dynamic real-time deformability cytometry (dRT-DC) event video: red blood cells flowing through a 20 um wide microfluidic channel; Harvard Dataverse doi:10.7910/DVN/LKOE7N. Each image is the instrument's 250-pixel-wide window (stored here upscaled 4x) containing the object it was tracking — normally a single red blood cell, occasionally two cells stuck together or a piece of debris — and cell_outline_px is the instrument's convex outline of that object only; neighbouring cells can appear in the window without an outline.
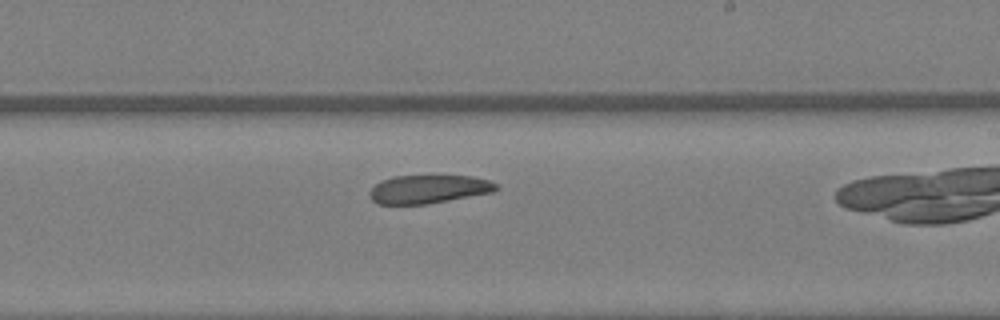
{"species": "Egyptian fruit bat (a non-hibernating species)", "species_latin": "Rousettus aegyptiacus", "temperature_condition": "warm", "stored_images_in_passage": 29, "camera_frame_rate_fps": 3000, "um_per_image_px": 0.085, "animal": {"sex": "female"}, "frame": {"image": 1, "passage_image": 21, "time_ms": 6.667, "image_size_px": [1000, 320], "cell_outline_px": [[496, 188], [492, 192], [428, 204], [380, 204], [372, 200], [368, 196], [372, 188], [380, 180], [392, 176], [472, 176], [488, 180], [496, 184]], "centroid_in_image_um": [36.37, 16.08], "position_along_channel_um": 252.6, "area_um2": 20.75}}
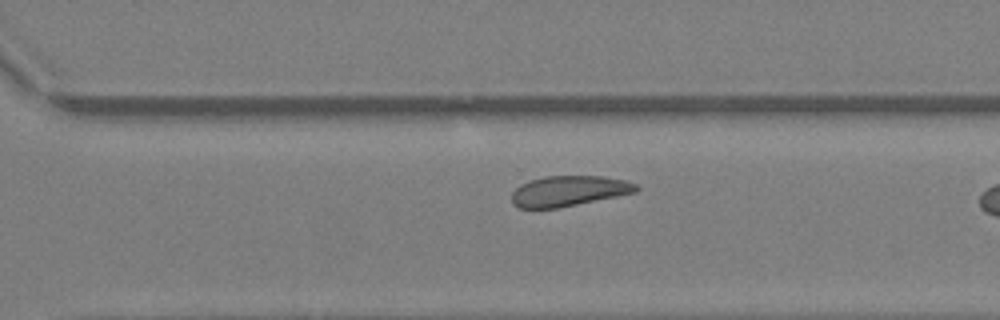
{"frame": {"image": 2, "passage_image": 25, "time_ms": 8.0, "image_size_px": [1000, 320], "cell_outline_px": [[640, 188], [636, 192], [556, 208], [520, 208], [512, 204], [512, 192], [520, 184], [544, 176], [604, 176], [628, 180], [636, 184]], "centroid_in_image_um": [48.35, 16.22], "position_along_channel_um": 322.2, "area_um2": 21.96}}